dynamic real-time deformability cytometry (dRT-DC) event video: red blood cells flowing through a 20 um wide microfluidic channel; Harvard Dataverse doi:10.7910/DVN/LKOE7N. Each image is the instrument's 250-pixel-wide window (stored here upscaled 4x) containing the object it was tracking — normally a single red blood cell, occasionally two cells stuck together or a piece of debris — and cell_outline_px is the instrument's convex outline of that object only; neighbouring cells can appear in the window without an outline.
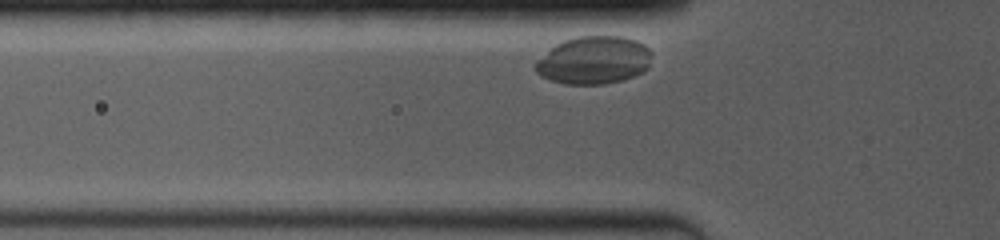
{"species": "common noctule bat (a hibernating species)", "species_latin": "Nyctalus noctula", "temperature_condition": "room temperature", "stored_images_in_passage": 7, "camera_frame_rate_fps": 4000, "um_per_image_px": 0.085, "animal": {"sex": "female", "body_mass_g": 19.0, "forearm_length_mm": 53.3}, "frame": {"image": 1, "passage_image": 2, "time_ms": 0.25, "image_size_px": [1000, 240], "cell_outline_px": [[652, 52], [648, 68], [632, 76], [620, 80], [604, 84], [564, 84], [552, 80], [536, 72], [532, 68], [532, 64], [536, 60], [556, 44], [564, 40], [576, 36], [624, 36], [636, 40], [644, 44]], "centroid_in_image_um": [50.45, 5.1], "position_along_channel_um": 75.3, "area_um2": 32.48}}